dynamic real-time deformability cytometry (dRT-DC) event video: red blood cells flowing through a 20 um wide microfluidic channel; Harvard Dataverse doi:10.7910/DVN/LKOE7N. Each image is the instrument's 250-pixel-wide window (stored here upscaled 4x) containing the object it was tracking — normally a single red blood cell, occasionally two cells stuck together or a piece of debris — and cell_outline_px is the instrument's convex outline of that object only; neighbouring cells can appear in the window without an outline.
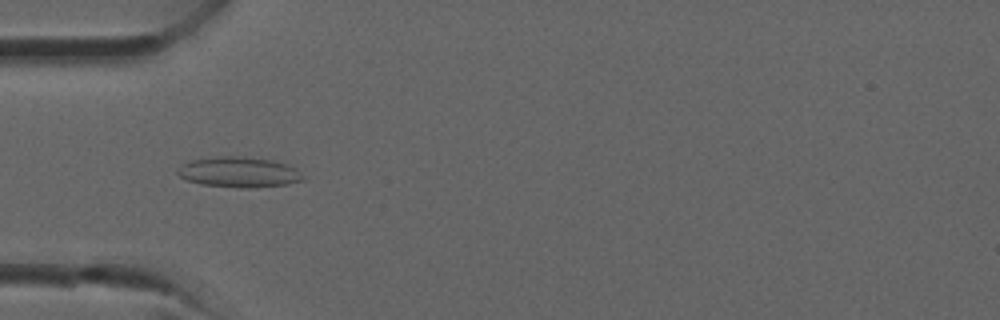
{"species": "common noctule bat (a hibernating species)", "species_latin": "Nyctalus noctula", "temperature_condition": "room temperature", "stored_images_in_passage": 31, "camera_frame_rate_fps": 3000, "um_per_image_px": 0.085, "animal": {"sex": "male", "forearm_length_mm": 52.5}, "frame": {"image": 1, "passage_image": 7, "time_ms": 2.0, "image_size_px": [1000, 320], "cell_outline_px": [[304, 180], [288, 184], [248, 188], [240, 188], [200, 184], [188, 180], [180, 176], [176, 172], [176, 168], [192, 160], [216, 156], [236, 156], [272, 160], [296, 168], [304, 176]], "centroid_in_image_um": [20.3, 14.64], "position_along_channel_um": 64.7, "area_um2": 22.14}}
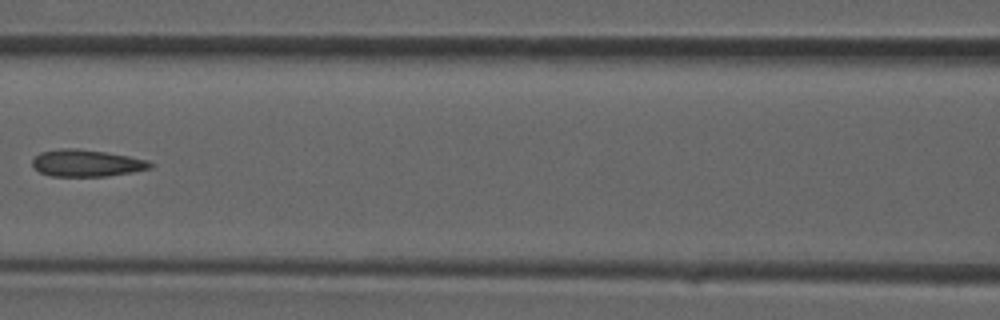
{"frame": {"image": 2, "passage_image": 12, "time_ms": 3.667, "image_size_px": [1000, 320], "cell_outline_px": [[156, 164], [152, 168], [132, 172], [104, 176], [52, 176], [40, 172], [32, 168], [32, 160], [40, 152], [60, 148], [76, 148], [104, 152], [128, 156], [148, 160]], "centroid_in_image_um": [7.36, 13.86], "position_along_channel_um": 159.2, "area_um2": 18.55}}
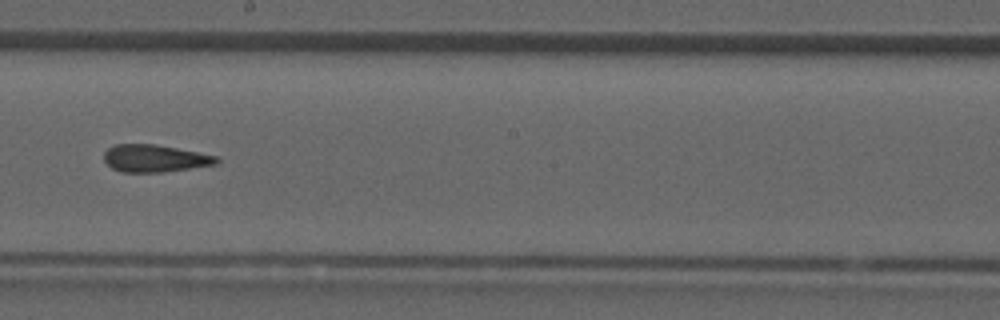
{"frame": {"image": 3, "passage_image": 16, "time_ms": 5.0, "image_size_px": [1000, 320], "cell_outline_px": [[220, 160], [216, 164], [164, 172], [124, 172], [112, 168], [104, 160], [104, 152], [108, 148], [116, 144], [156, 144], [216, 156]], "centroid_in_image_um": [13.13, 13.46], "position_along_channel_um": 235.1, "area_um2": 17.74}}